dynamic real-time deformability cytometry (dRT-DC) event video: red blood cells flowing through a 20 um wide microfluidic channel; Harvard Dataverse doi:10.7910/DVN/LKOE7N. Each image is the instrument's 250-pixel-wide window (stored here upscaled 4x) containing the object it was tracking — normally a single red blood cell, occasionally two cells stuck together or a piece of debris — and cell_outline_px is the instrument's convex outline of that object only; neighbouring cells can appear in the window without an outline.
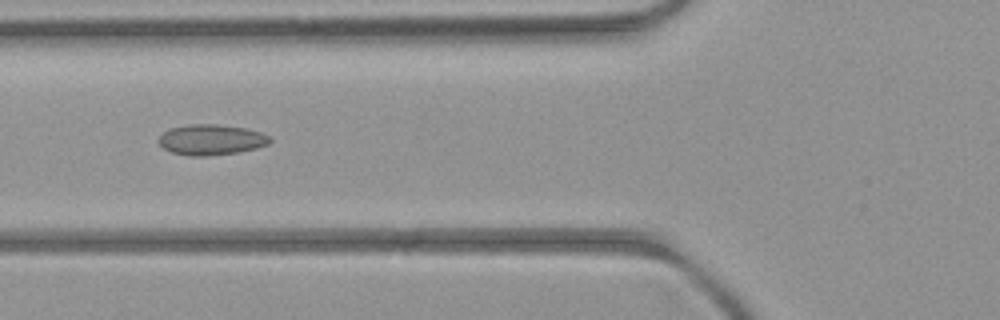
{"species": "common noctule bat (a hibernating species)", "species_latin": "Nyctalus noctula", "temperature_condition": "room temperature", "stored_images_in_passage": 5, "camera_frame_rate_fps": 3000, "um_per_image_px": 0.085, "animal": {"sex": "female", "body_mass_g": 21.9}, "frame": {"image": 1, "passage_image": 5, "time_ms": 5.333, "image_size_px": [1000, 320], "cell_outline_px": [[272, 140], [268, 144], [256, 148], [236, 152], [208, 156], [188, 156], [172, 152], [164, 148], [160, 144], [160, 136], [164, 132], [172, 128], [188, 124], [216, 124], [248, 128], [260, 132], [268, 136]], "centroid_in_image_um": [17.97, 11.87], "position_along_channel_um": 107.8, "area_um2": 19.65}}